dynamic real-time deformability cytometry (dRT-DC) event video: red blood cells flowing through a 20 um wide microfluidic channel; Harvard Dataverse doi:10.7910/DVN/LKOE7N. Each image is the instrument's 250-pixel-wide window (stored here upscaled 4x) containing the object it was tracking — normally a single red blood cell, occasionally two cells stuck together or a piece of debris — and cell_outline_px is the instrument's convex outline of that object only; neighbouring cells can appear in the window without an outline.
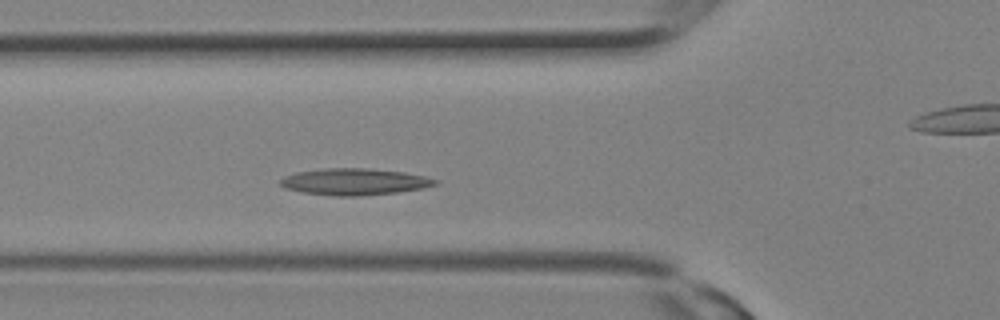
{"species": "Egyptian fruit bat (a non-hibernating species)", "species_latin": "Rousettus aegyptiacus", "temperature_condition": "room temperature", "stored_images_in_passage": 4, "camera_frame_rate_fps": 3000, "um_per_image_px": 0.085, "animal": {"sex": "female"}, "frame": {"image": 1, "passage_image": 3, "time_ms": 0.667, "image_size_px": [1000, 320], "cell_outline_px": [[440, 184], [424, 188], [396, 192], [356, 196], [336, 196], [300, 192], [284, 188], [280, 184], [280, 180], [284, 176], [296, 172], [324, 168], [368, 168], [404, 172], [424, 176], [440, 180]], "centroid_in_image_um": [30.14, 15.44], "position_along_channel_um": 95.7, "area_um2": 24.16}}